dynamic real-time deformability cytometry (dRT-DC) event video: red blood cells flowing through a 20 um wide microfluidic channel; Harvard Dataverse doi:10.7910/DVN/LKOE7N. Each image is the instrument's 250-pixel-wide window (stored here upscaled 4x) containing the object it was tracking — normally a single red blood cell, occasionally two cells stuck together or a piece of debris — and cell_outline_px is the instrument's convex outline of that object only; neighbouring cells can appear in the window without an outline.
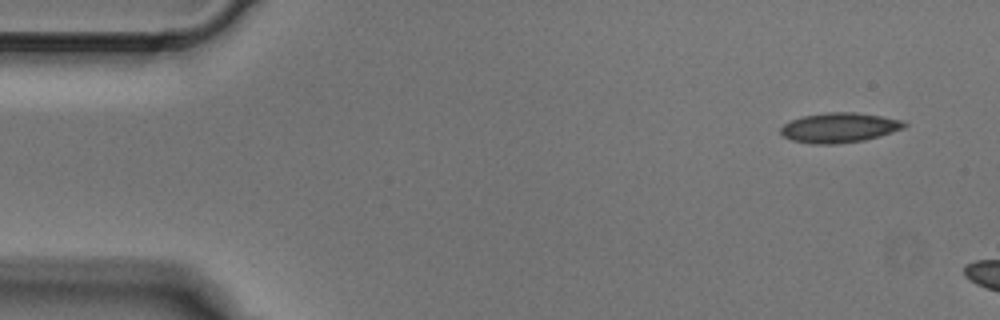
{"species": "Egyptian fruit bat (a non-hibernating species)", "species_latin": "Rousettus aegyptiacus", "temperature_condition": "cold", "stored_images_in_passage": 3, "camera_frame_rate_fps": 3000, "um_per_image_px": 0.085, "animal": {"sex": "male"}, "frame": {"image": 1, "passage_image": 1, "time_ms": 0.0, "image_size_px": [1000, 320], "cell_outline_px": [[908, 124], [904, 128], [880, 136], [864, 140], [836, 144], [812, 144], [792, 140], [784, 136], [780, 132], [780, 128], [784, 124], [792, 120], [804, 116], [828, 112], [856, 112], [904, 120]], "centroid_in_image_um": [71.36, 10.85], "position_along_channel_um": 13.6, "area_um2": 21.44}}